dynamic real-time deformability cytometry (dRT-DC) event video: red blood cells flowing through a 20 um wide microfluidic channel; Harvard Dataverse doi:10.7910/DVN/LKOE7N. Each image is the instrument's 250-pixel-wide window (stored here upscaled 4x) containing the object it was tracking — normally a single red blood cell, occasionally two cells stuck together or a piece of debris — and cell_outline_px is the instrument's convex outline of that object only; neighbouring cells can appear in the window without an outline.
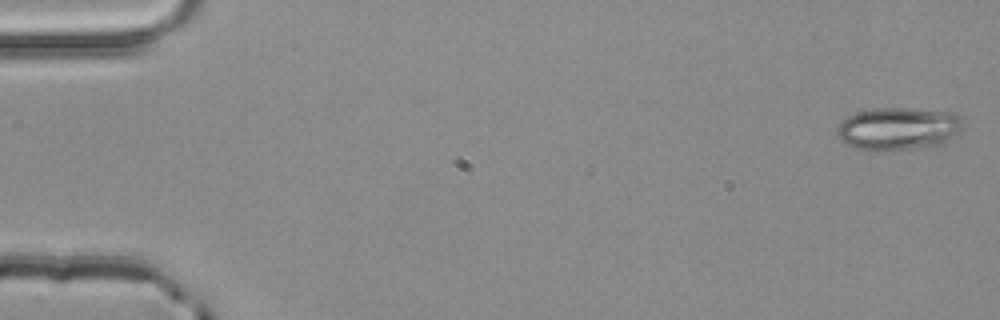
{"species": "common noctule bat (a hibernating species)", "species_latin": "Nyctalus noctula", "temperature_condition": "room temperature", "stored_images_in_passage": 4, "camera_frame_rate_fps": 3000, "um_per_image_px": 0.085, "animal": {"sex": "male", "body_mass_g": 20.4}, "frame": {"image": 1, "passage_image": 1, "time_ms": 0.0, "image_size_px": [1000, 320], "cell_outline_px": [[964, 128], [960, 132], [944, 144], [876, 152], [856, 148], [844, 144], [836, 132], [836, 128], [848, 116], [860, 112], [876, 108], [912, 108], [956, 112], [964, 116]], "centroid_in_image_um": [76.43, 10.93], "position_along_channel_um": 8.6, "area_um2": 31.91}}